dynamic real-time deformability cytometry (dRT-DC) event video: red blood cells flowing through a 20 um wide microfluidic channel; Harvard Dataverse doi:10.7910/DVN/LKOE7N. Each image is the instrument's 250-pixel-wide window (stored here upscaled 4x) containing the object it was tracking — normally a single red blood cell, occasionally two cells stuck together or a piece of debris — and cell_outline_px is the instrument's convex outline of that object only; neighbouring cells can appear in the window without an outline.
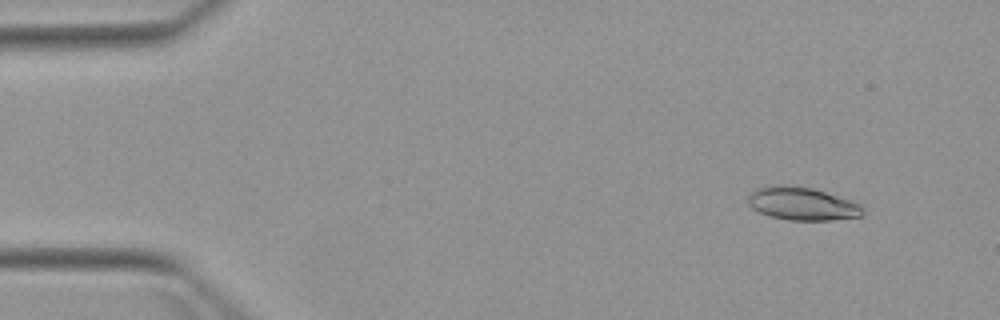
{"species": "Egyptian fruit bat (a non-hibernating species)", "species_latin": "Rousettus aegyptiacus", "temperature_condition": "warm", "stored_images_in_passage": 5, "camera_frame_rate_fps": 3000, "um_per_image_px": 0.085, "animal": {"sex": "female"}, "frame": {"image": 1, "passage_image": 2, "time_ms": 1.333, "image_size_px": [1000, 320], "cell_outline_px": [[864, 212], [860, 216], [832, 220], [788, 220], [772, 216], [760, 212], [752, 208], [748, 204], [748, 192], [756, 188], [776, 184], [784, 184], [812, 188], [852, 200], [860, 204], [864, 208]], "centroid_in_image_um": [68.17, 17.3], "position_along_channel_um": 16.8, "area_um2": 22.25}}
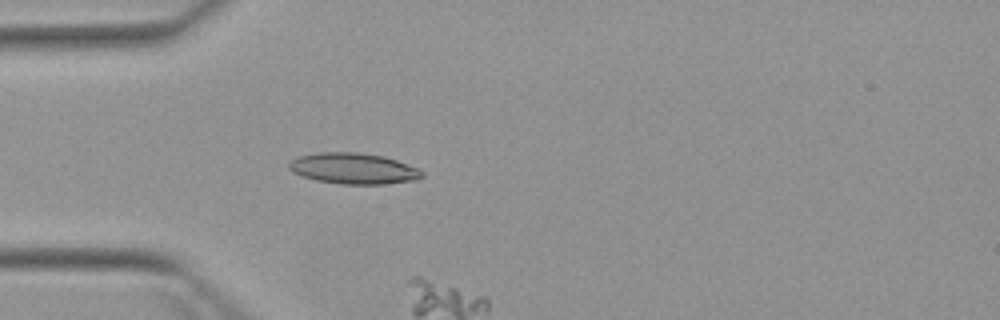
{"frame": {"image": 2, "passage_image": 5, "time_ms": 4.667, "image_size_px": [1000, 320], "cell_outline_px": [[424, 176], [416, 180], [384, 184], [344, 184], [316, 180], [292, 172], [288, 168], [288, 164], [296, 156], [320, 152], [356, 152], [384, 156], [396, 160], [416, 168], [424, 172]], "centroid_in_image_um": [30.03, 14.32], "position_along_channel_um": 55.0, "area_um2": 23.93}}